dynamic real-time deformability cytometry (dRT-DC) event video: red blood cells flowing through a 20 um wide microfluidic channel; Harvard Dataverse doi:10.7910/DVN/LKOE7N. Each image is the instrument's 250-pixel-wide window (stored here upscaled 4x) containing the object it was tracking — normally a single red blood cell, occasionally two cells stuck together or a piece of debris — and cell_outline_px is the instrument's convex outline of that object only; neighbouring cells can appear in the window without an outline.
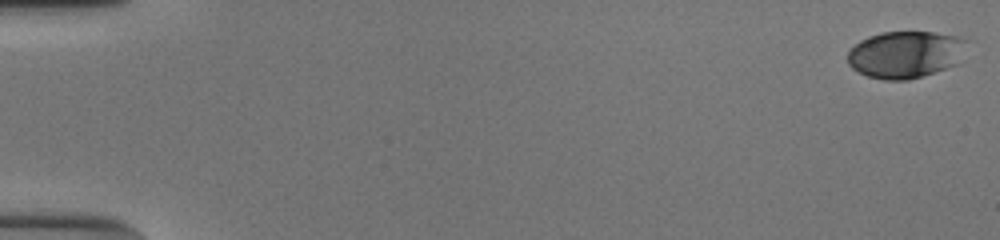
{"species": "human", "species_latin": "Homo sapiens", "temperature_condition": "cold", "stored_images_in_passage": 54, "camera_frame_rate_fps": 3000, "um_per_image_px": 0.085, "donor": {"sex": "male"}, "frame": {"image": 1, "passage_image": 1, "time_ms": 0.0, "image_size_px": [1000, 240], "cell_outline_px": [[968, 40], [956, 64], [908, 80], [884, 80], [868, 76], [852, 68], [848, 64], [848, 52], [860, 40], [868, 36], [880, 32], [932, 32], [960, 36]], "centroid_in_image_um": [76.93, 4.61], "position_along_channel_um": 8.1, "area_um2": 32.37}}
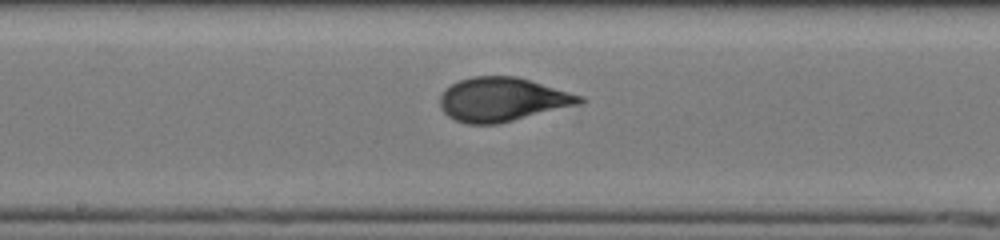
{"frame": {"image": 2, "passage_image": 30, "time_ms": 9.667, "image_size_px": [1000, 240], "cell_outline_px": [[584, 100], [576, 104], [496, 124], [468, 124], [456, 120], [448, 116], [440, 108], [440, 96], [444, 88], [460, 80], [472, 76], [516, 76], [584, 96]], "centroid_in_image_um": [42.63, 8.44], "position_along_channel_um": 205.6, "area_um2": 35.2}}
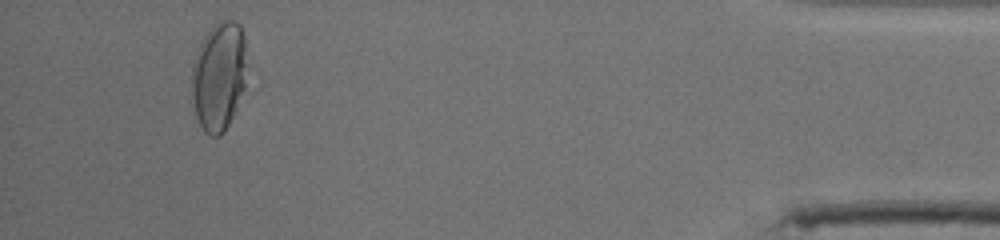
{"frame": {"image": 3, "passage_image": 51, "time_ms": 16.667, "image_size_px": [1000, 240], "cell_outline_px": [[244, 88], [232, 116], [224, 132], [220, 136], [208, 136], [204, 132], [192, 108], [192, 68], [196, 52], [204, 36], [220, 20], [232, 20], [240, 24], [244, 36]], "centroid_in_image_um": [18.56, 6.51], "position_along_channel_um": 416.6, "area_um2": 34.56}, "authors_computed_cell_mechanics": {"area_um2": 34.969, "velocity_mm_per_s": 3.8604, "shape_relaxation_time_tau1_ms": 3.9422, "shape_relaxation_time_tau2_ms": null, "deformation_change_tau1": 0.1799, "deformation_change_tau2": null}}